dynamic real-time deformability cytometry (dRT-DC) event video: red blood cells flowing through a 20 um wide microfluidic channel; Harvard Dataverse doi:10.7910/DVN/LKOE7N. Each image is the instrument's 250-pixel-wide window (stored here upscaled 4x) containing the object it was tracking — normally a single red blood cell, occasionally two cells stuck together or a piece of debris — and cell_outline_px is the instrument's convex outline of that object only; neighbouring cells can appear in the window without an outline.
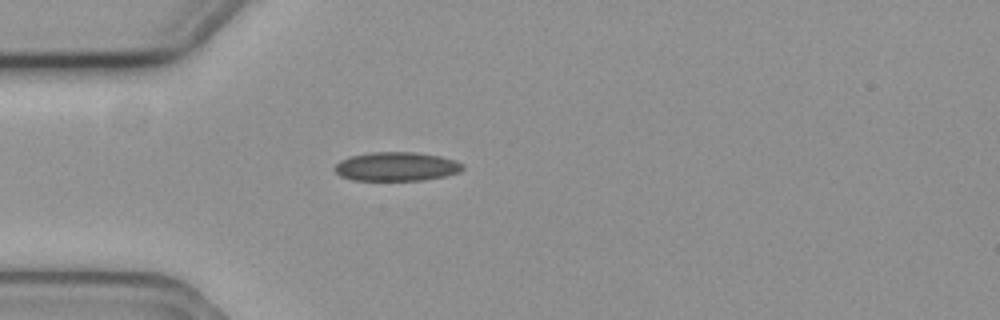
{"species": "common noctule bat (a hibernating species)", "species_latin": "Nyctalus noctula", "temperature_condition": "cold", "stored_images_in_passage": 3, "camera_frame_rate_fps": 3000, "um_per_image_px": 0.085, "animal": {"sex": "female", "body_mass_g": 19.3, "forearm_length_mm": 54.1}, "frame": {"image": 1, "passage_image": 3, "time_ms": 0.667, "image_size_px": [1000, 320], "cell_outline_px": [[464, 168], [460, 172], [444, 176], [424, 180], [352, 180], [340, 176], [332, 168], [340, 160], [348, 156], [372, 152], [416, 152], [440, 156], [456, 160], [464, 164]], "centroid_in_image_um": [33.69, 14.15], "position_along_channel_um": 51.3, "area_um2": 21.79}}